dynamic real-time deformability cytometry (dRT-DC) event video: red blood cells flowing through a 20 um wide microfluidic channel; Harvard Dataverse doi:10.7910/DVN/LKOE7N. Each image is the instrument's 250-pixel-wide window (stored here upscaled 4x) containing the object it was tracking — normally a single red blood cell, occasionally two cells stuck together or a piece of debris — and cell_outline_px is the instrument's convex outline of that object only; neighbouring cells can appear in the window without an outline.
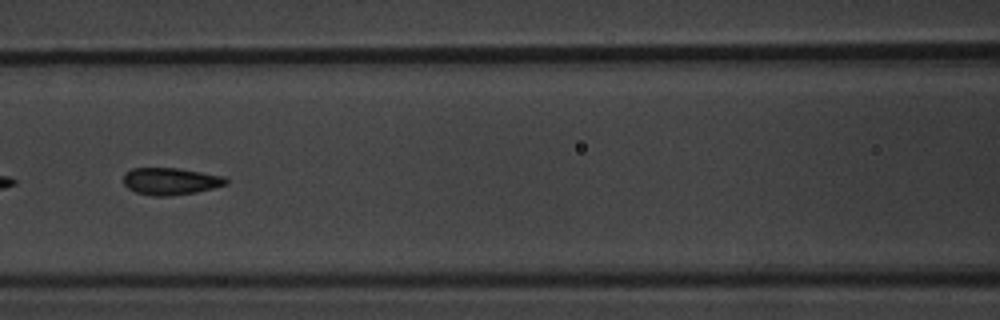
{"species": "common noctule bat (a hibernating species)", "species_latin": "Nyctalus noctula", "temperature_condition": "warm", "stored_images_in_passage": 8, "camera_frame_rate_fps": 3000, "um_per_image_px": 0.085, "animal": {"sex": "male", "body_mass_g": 20.1, "forearm_length_mm": 53.5}, "frame": {"image": 1, "passage_image": 6, "time_ms": 6.667, "image_size_px": [1000, 320], "cell_outline_px": [[228, 184], [196, 192], [168, 196], [152, 196], [136, 192], [128, 188], [124, 184], [124, 172], [132, 168], [176, 168], [224, 176], [228, 180]], "centroid_in_image_um": [14.48, 15.4], "position_along_channel_um": 152.1, "area_um2": 16.13}}
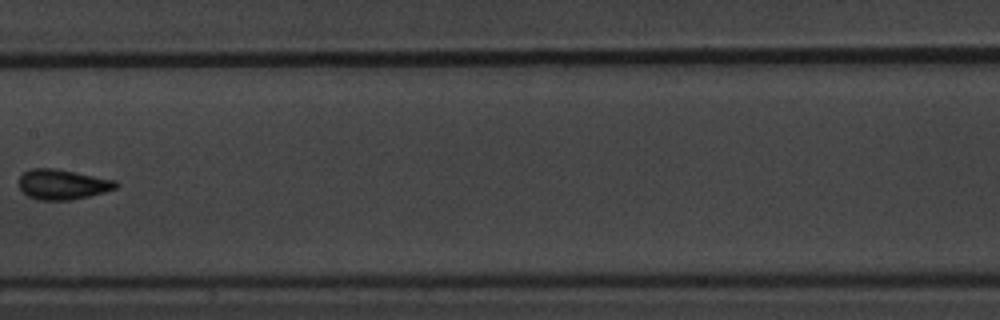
{"frame": {"image": 2, "passage_image": 7, "time_ms": 8.0, "image_size_px": [1000, 320], "cell_outline_px": [[120, 184], [116, 188], [104, 192], [88, 196], [68, 200], [40, 200], [28, 196], [20, 188], [20, 176], [24, 172], [32, 168], [56, 168], [116, 180]], "centroid_in_image_um": [5.34, 15.66], "position_along_channel_um": 202.1, "area_um2": 16.94}}
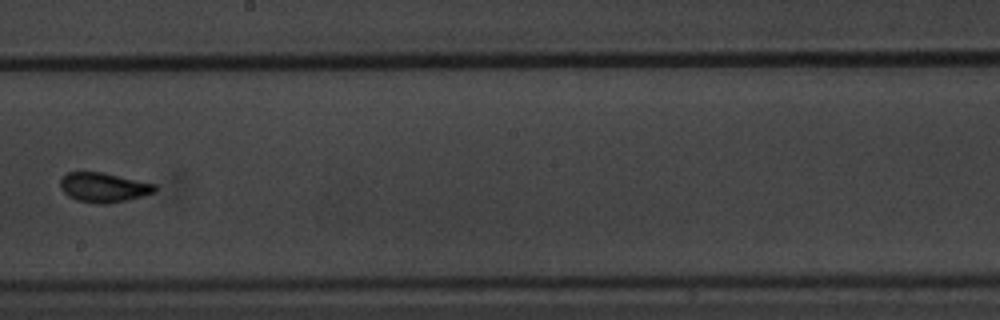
{"frame": {"image": 3, "passage_image": 8, "time_ms": 9.0, "image_size_px": [1000, 320], "cell_outline_px": [[156, 192], [108, 204], [96, 204], [76, 200], [68, 196], [60, 188], [60, 180], [68, 172], [104, 172], [156, 184]], "centroid_in_image_um": [8.79, 15.93], "position_along_channel_um": 239.4, "area_um2": 16.3}}